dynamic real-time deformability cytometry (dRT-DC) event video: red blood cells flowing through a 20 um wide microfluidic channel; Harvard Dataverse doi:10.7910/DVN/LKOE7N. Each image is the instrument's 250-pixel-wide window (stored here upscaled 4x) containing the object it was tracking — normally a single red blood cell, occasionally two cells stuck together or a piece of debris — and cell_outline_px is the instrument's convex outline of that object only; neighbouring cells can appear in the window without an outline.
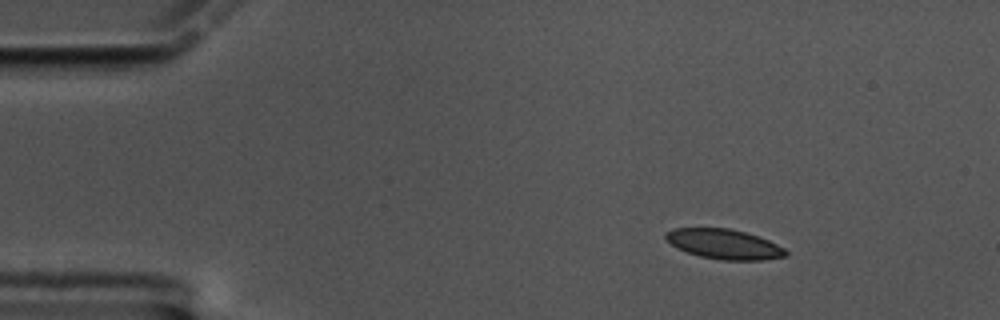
{"species": "common noctule bat (a hibernating species)", "species_latin": "Nyctalus noctula", "temperature_condition": "cold", "stored_images_in_passage": 52, "camera_frame_rate_fps": 3000, "um_per_image_px": 0.085, "animal": {"sex": "male", "body_mass_g": 17.5, "forearm_length_mm": 52.3}, "frame": {"image": 1, "passage_image": 1, "time_ms": 0.0, "image_size_px": [1000, 320], "cell_outline_px": [[788, 256], [764, 260], [720, 260], [700, 256], [676, 248], [664, 240], [664, 236], [672, 228], [728, 228], [744, 232], [768, 240], [784, 248], [788, 252]], "centroid_in_image_um": [61.53, 20.76], "position_along_channel_um": 23.5, "area_um2": 20.92}}
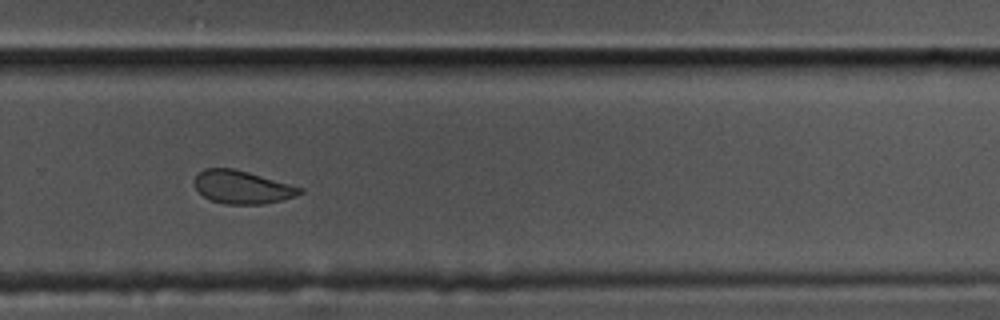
{"frame": {"image": 2, "passage_image": 33, "time_ms": 10.667, "image_size_px": [1000, 320], "cell_outline_px": [[304, 192], [296, 196], [264, 204], [224, 204], [212, 200], [204, 196], [196, 188], [192, 180], [204, 168], [232, 168], [248, 172], [304, 188]], "centroid_in_image_um": [20.58, 15.91], "position_along_channel_um": 309.2, "area_um2": 20.23}}
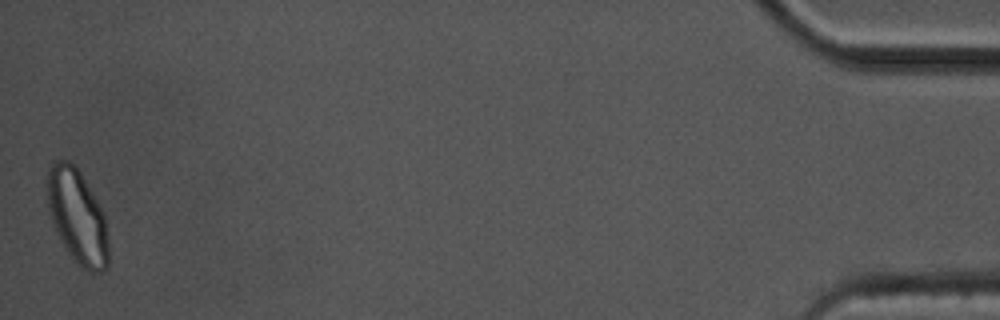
{"frame": {"image": 3, "passage_image": 52, "time_ms": 17.0, "image_size_px": [1000, 320], "cell_outline_px": [[108, 268], [100, 272], [88, 272], [76, 264], [72, 260], [64, 248], [56, 232], [48, 212], [44, 180], [48, 164], [52, 160], [68, 160], [80, 172], [104, 212], [108, 240]], "centroid_in_image_um": [6.52, 18.39], "position_along_channel_um": 428.7, "area_um2": 34.68}, "authors_computed_cell_mechanics": {"area_um2": 21.7039, "velocity_mm_per_s": 3.3543, "shape_relaxation_time_tau1_ms": 3.5651, "shape_relaxation_time_tau2_ms": 2.1493, "deformation_change_tau1": 0.0918, "deformation_change_tau2": 0.0632}}